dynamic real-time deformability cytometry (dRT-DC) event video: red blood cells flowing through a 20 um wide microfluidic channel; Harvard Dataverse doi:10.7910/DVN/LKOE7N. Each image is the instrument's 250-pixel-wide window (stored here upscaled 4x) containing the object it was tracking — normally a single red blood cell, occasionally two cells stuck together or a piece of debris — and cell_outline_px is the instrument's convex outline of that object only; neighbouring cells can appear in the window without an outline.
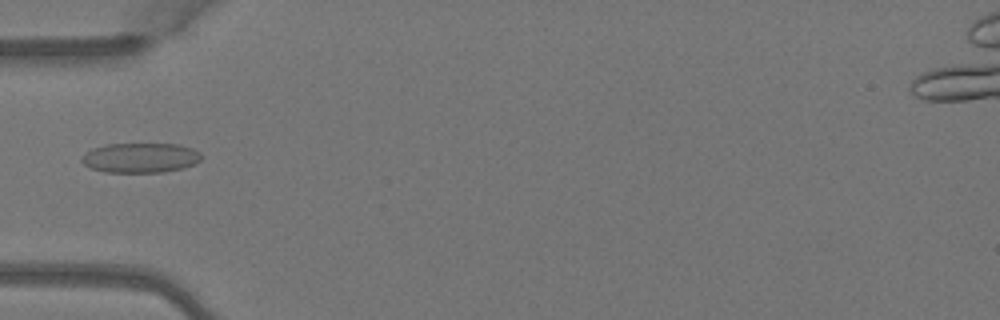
{"species": "Egyptian fruit bat (a non-hibernating species)", "species_latin": "Rousettus aegyptiacus", "temperature_condition": "warm", "stored_images_in_passage": 5, "camera_frame_rate_fps": 3000, "um_per_image_px": 0.085, "animal": {"sex": "female"}, "frame": {"image": 1, "passage_image": 5, "time_ms": 1.333, "image_size_px": [1000, 320], "cell_outline_px": [[204, 156], [196, 164], [184, 168], [164, 172], [104, 172], [92, 168], [84, 164], [80, 160], [80, 156], [92, 148], [104, 144], [180, 144], [192, 148], [200, 152]], "centroid_in_image_um": [11.95, 13.41], "position_along_channel_um": 73.0, "area_um2": 21.1}}